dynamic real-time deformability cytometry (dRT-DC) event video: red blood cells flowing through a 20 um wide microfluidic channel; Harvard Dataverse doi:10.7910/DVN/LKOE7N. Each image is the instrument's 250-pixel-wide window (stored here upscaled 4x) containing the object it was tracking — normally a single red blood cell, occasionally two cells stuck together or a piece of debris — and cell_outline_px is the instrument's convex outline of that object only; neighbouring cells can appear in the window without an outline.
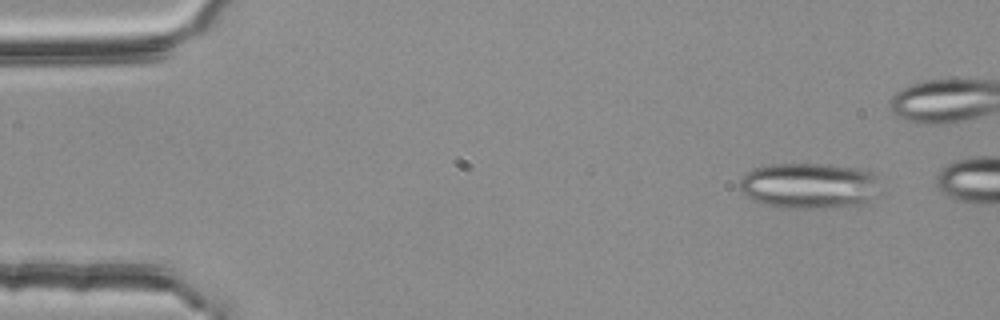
{"species": "common noctule bat (a hibernating species)", "species_latin": "Nyctalus noctula", "temperature_condition": "room temperature", "stored_images_in_passage": 2, "camera_frame_rate_fps": 3000, "um_per_image_px": 0.085, "animal": {"sex": "female", "body_mass_g": 25.1}, "frame": {"image": 1, "passage_image": 1, "time_ms": 0.0, "image_size_px": [1000, 320], "cell_outline_px": [[876, 196], [868, 204], [824, 208], [784, 208], [760, 204], [752, 200], [740, 192], [740, 180], [752, 168], [768, 164], [820, 164], [856, 168], [876, 172]], "centroid_in_image_um": [68.76, 15.8], "position_along_channel_um": 16.2, "area_um2": 37.92}}